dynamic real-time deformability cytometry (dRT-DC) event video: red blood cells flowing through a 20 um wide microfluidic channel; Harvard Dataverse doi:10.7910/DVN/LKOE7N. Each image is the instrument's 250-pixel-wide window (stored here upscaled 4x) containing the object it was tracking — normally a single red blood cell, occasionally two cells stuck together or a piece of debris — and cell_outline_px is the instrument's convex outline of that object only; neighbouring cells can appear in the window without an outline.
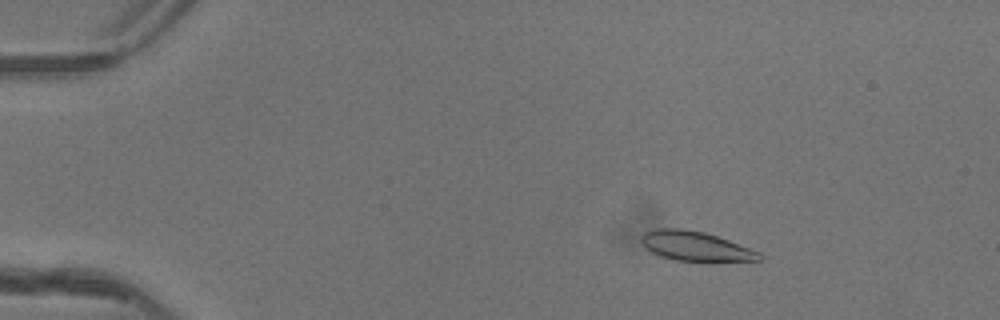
{"species": "common noctule bat (a hibernating species)", "species_latin": "Nyctalus noctula", "temperature_condition": "warm", "stored_images_in_passage": 51, "camera_frame_rate_fps": 3000, "um_per_image_px": 0.085, "animal": {"sex": "female"}, "frame": {"image": 1, "passage_image": 9, "time_ms": 2.667, "image_size_px": [1000, 320], "cell_outline_px": [[764, 256], [760, 260], [676, 260], [660, 256], [652, 252], [640, 240], [640, 236], [644, 232], [656, 228], [680, 228], [704, 232], [728, 240], [760, 252]], "centroid_in_image_um": [59.08, 20.9], "position_along_channel_um": 25.9, "area_um2": 19.83}}
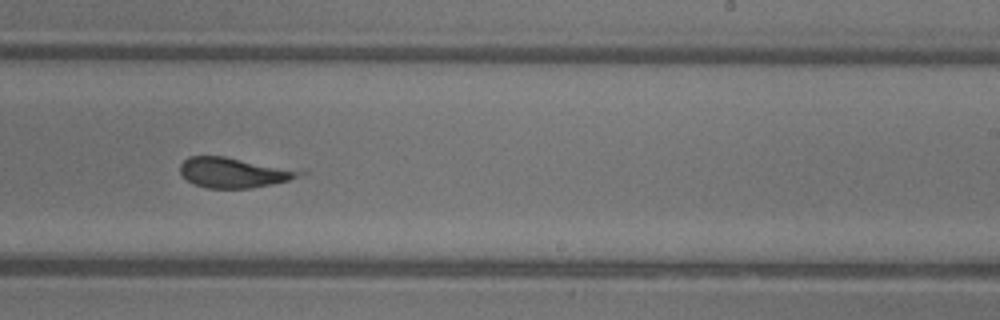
{"frame": {"image": 2, "passage_image": 33, "time_ms": 10.667, "image_size_px": [1000, 320], "cell_outline_px": [[308, 172], [304, 176], [272, 184], [252, 188], [208, 188], [196, 184], [188, 180], [180, 172], [180, 164], [188, 156], [224, 156], [304, 168]], "centroid_in_image_um": [20.05, 14.64], "position_along_channel_um": 268.9, "area_um2": 21.73}}
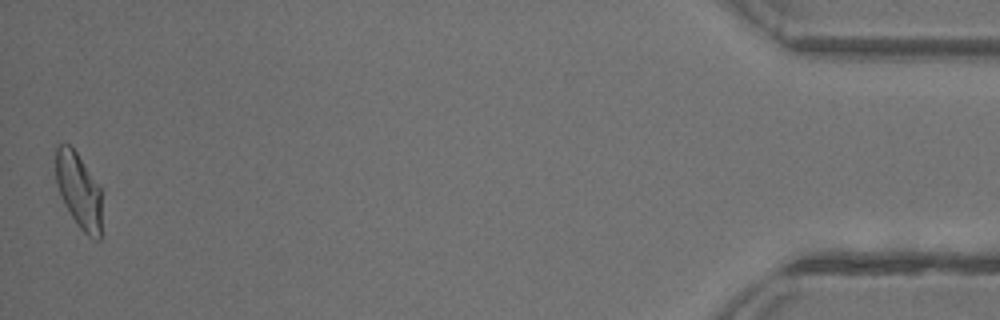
{"frame": {"image": 3, "passage_image": 51, "time_ms": 16.667, "image_size_px": [1000, 320], "cell_outline_px": [[100, 240], [92, 240], [76, 224], [64, 204], [60, 196], [56, 180], [56, 148], [60, 144], [68, 144], [76, 152], [100, 188]], "centroid_in_image_um": [6.67, 16.23], "position_along_channel_um": 428.5, "area_um2": 19.88}}